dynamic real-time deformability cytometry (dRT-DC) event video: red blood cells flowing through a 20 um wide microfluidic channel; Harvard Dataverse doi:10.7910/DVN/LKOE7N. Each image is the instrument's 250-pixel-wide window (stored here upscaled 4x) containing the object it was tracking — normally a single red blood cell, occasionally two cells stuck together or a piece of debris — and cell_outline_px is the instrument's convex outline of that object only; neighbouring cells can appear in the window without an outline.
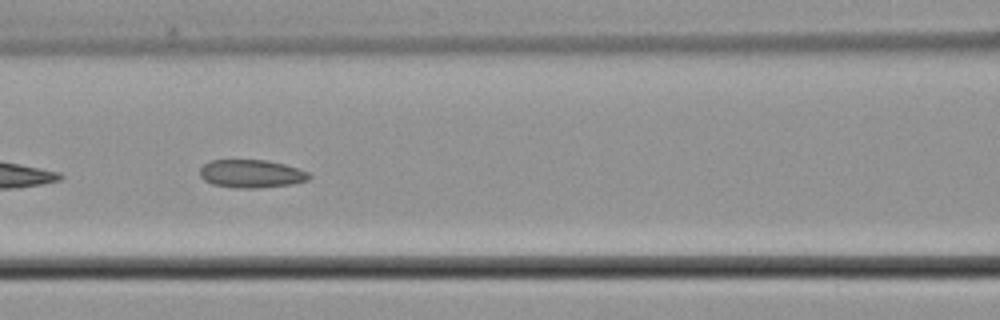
{"species": "common noctule bat (a hibernating species)", "species_latin": "Nyctalus noctula", "temperature_condition": "cold", "stored_images_in_passage": 5, "camera_frame_rate_fps": 3000, "um_per_image_px": 0.085, "animal": {"sex": "male", "body_mass_g": 21.5, "forearm_length_mm": 52.0}, "frame": {"image": 1, "passage_image": 4, "time_ms": 3.667, "image_size_px": [1000, 320], "cell_outline_px": [[312, 176], [308, 180], [292, 184], [256, 188], [236, 188], [212, 184], [204, 180], [200, 176], [200, 168], [204, 164], [212, 160], [268, 160], [284, 164], [308, 172]], "centroid_in_image_um": [21.36, 14.77], "position_along_channel_um": 145.2, "area_um2": 17.86}}
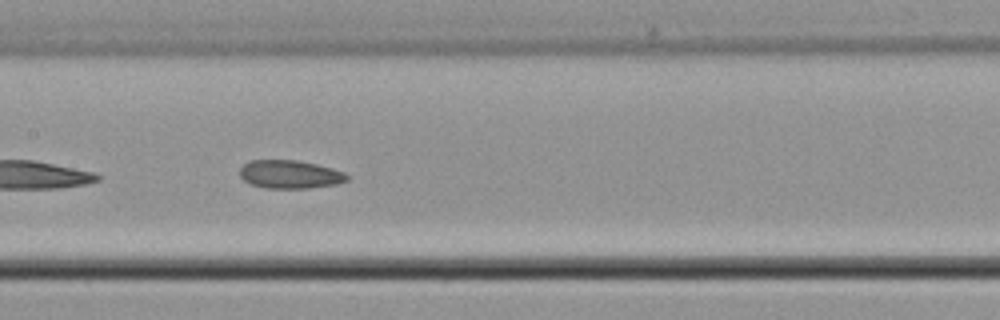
{"frame": {"image": 2, "passage_image": 5, "time_ms": 4.667, "image_size_px": [1000, 320], "cell_outline_px": [[348, 180], [336, 184], [308, 188], [264, 188], [252, 184], [244, 180], [240, 176], [240, 168], [248, 160], [296, 160], [316, 164], [344, 172], [348, 176]], "centroid_in_image_um": [24.62, 14.82], "position_along_channel_um": 182.8, "area_um2": 17.57}}